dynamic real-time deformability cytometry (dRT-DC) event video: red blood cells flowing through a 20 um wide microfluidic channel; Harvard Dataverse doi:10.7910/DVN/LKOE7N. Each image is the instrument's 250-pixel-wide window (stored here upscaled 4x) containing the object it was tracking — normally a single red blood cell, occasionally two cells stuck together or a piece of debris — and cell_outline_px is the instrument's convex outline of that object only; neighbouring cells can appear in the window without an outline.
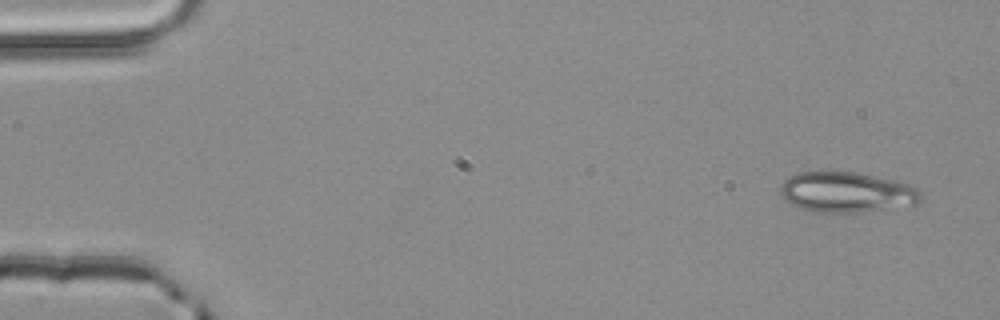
{"species": "common noctule bat (a hibernating species)", "species_latin": "Nyctalus noctula", "temperature_condition": "room temperature", "stored_images_in_passage": 4, "camera_frame_rate_fps": 3000, "um_per_image_px": 0.085, "animal": {"sex": "male", "body_mass_g": 20.4}, "frame": {"image": 1, "passage_image": 1, "time_ms": 0.0, "image_size_px": [1000, 320], "cell_outline_px": [[920, 200], [916, 204], [852, 212], [812, 212], [800, 208], [792, 204], [780, 192], [780, 184], [784, 180], [800, 172], [856, 172], [896, 180], [908, 184], [916, 188], [920, 192]], "centroid_in_image_um": [71.94, 16.32], "position_along_channel_um": 13.1, "area_um2": 32.48}}